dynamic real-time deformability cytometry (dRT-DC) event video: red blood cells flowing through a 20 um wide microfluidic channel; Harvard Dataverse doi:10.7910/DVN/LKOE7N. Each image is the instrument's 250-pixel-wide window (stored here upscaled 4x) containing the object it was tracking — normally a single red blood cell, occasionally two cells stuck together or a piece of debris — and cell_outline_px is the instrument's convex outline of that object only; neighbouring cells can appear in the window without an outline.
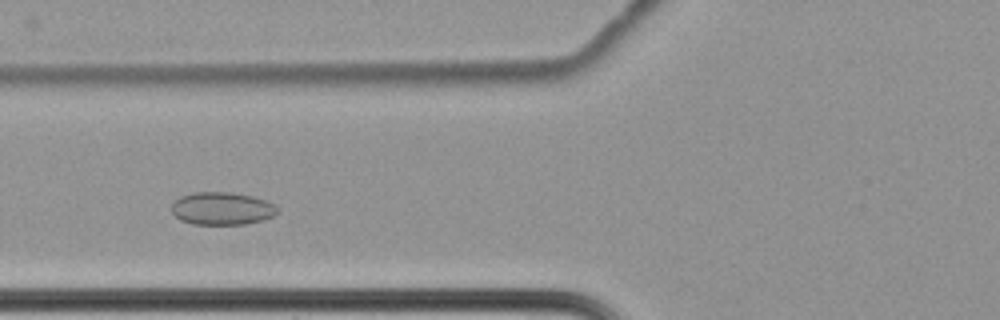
{"species": "common noctule bat (a hibernating species)", "species_latin": "Nyctalus noctula", "temperature_condition": "cold", "stored_images_in_passage": 53, "camera_frame_rate_fps": 3000, "um_per_image_px": 0.085, "animal": {"sex": "female", "body_mass_g": 22.7, "forearm_length_mm": 54.2}, "frame": {"image": 1, "passage_image": 17, "time_ms": 5.333, "image_size_px": [1000, 320], "cell_outline_px": [[276, 212], [272, 216], [264, 220], [244, 224], [192, 224], [180, 220], [172, 212], [172, 204], [180, 196], [196, 192], [232, 192], [252, 196], [276, 204]], "centroid_in_image_um": [18.86, 17.72], "position_along_channel_um": 106.9, "area_um2": 20.11}}
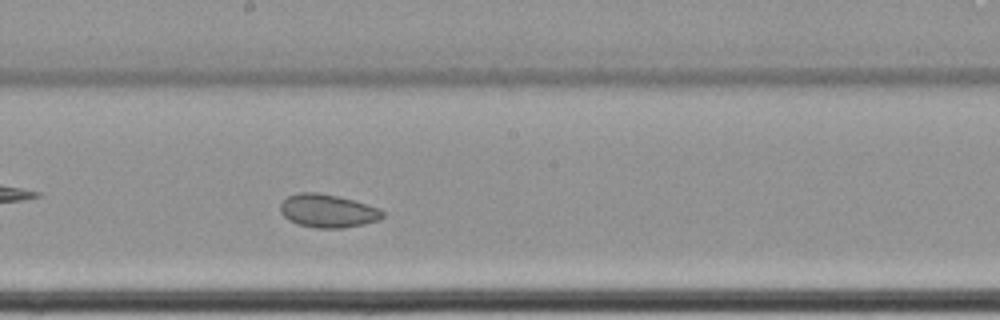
{"frame": {"image": 2, "passage_image": 27, "time_ms": 8.667, "image_size_px": [1000, 320], "cell_outline_px": [[384, 216], [380, 220], [364, 224], [344, 228], [316, 228], [300, 224], [288, 220], [280, 212], [280, 204], [288, 196], [296, 192], [316, 192], [336, 196], [352, 200], [380, 208], [384, 212]], "centroid_in_image_um": [27.86, 17.93], "position_along_channel_um": 220.3, "area_um2": 19.83}}
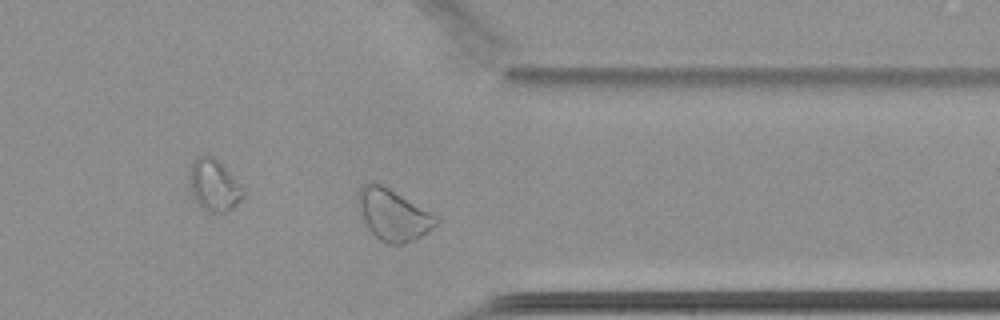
{"frame": {"image": 3, "passage_image": 41, "time_ms": 13.333, "image_size_px": [1000, 320], "cell_outline_px": [[440, 220], [428, 232], [404, 244], [388, 244], [380, 240], [368, 228], [360, 216], [356, 204], [356, 196], [360, 188], [364, 184], [372, 180], [388, 188], [440, 216]], "centroid_in_image_um": [33.4, 18.24], "position_along_channel_um": 378.0, "area_um2": 23.64}, "authors_computed_cell_mechanics": {"area_um2": 21.8484, "velocity_mm_per_s": 3.4108, "shape_relaxation_time_tau1_ms": null, "shape_relaxation_time_tau2_ms": 9.9154, "deformation_change_tau1": null, "deformation_change_tau2": 0.1087}}